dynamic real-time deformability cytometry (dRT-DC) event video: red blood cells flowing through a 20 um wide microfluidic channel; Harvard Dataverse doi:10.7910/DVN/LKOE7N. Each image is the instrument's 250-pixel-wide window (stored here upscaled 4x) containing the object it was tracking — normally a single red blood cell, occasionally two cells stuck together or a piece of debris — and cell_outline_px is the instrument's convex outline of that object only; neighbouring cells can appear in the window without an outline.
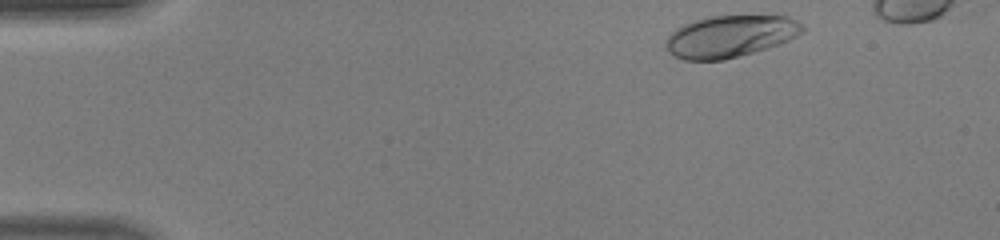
{"species": "human", "species_latin": "Homo sapiens", "temperature_condition": "warm", "stored_images_in_passage": 38, "camera_frame_rate_fps": 3000, "um_per_image_px": 0.085, "donor": {"sex": "male"}, "frame": {"image": 1, "passage_image": 1, "time_ms": 0.0, "image_size_px": [1000, 240], "cell_outline_px": [[808, 28], [804, 32], [780, 44], [768, 48], [724, 60], [684, 60], [668, 52], [664, 44], [668, 36], [676, 28], [684, 24], [696, 20], [712, 16], [788, 16], [796, 20]], "centroid_in_image_um": [62.09, 3.09], "position_along_channel_um": 22.9, "area_um2": 33.41}}
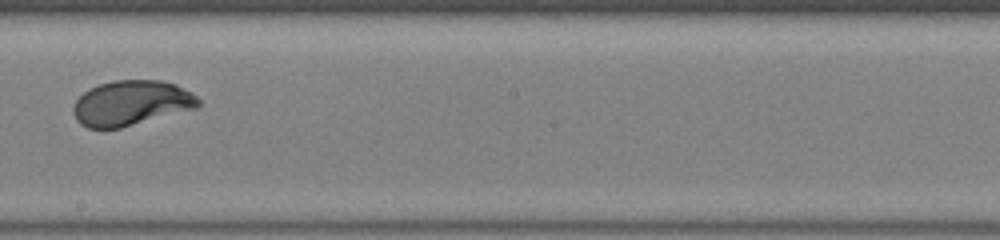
{"frame": {"image": 2, "passage_image": 22, "time_ms": 7.0, "image_size_px": [1000, 240], "cell_outline_px": [[200, 104], [196, 108], [120, 128], [88, 128], [80, 124], [76, 120], [72, 112], [72, 108], [76, 100], [84, 92], [100, 84], [112, 80], [160, 80], [176, 84], [192, 92], [200, 100]], "centroid_in_image_um": [11.15, 8.76], "position_along_channel_um": 237.1, "area_um2": 32.83}}
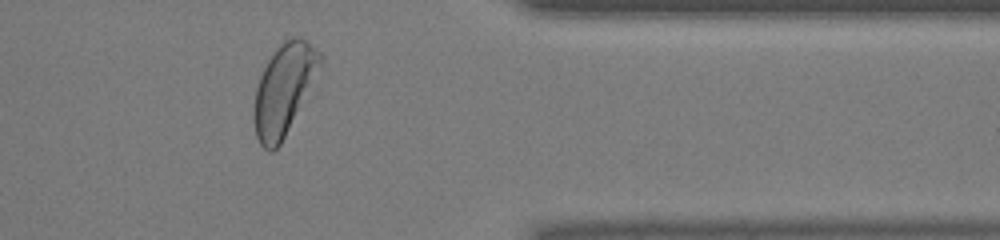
{"frame": {"image": 3, "passage_image": 33, "time_ms": 10.667, "image_size_px": [1000, 240], "cell_outline_px": [[324, 56], [280, 144], [272, 152], [268, 152], [260, 144], [256, 136], [252, 116], [252, 112], [256, 88], [260, 76], [268, 60], [276, 48], [284, 40], [292, 36], [300, 36], [308, 40]], "centroid_in_image_um": [24.07, 7.56], "position_along_channel_um": 387.3, "area_um2": 34.1}, "authors_computed_cell_mechanics": {"area_um2": 33.4084, "velocity_mm_per_s": 4.4537, "shape_relaxation_time_tau1_ms": 2.3726, "shape_relaxation_time_tau2_ms": null, "deformation_change_tau1": 0.1832, "deformation_change_tau2": null}}